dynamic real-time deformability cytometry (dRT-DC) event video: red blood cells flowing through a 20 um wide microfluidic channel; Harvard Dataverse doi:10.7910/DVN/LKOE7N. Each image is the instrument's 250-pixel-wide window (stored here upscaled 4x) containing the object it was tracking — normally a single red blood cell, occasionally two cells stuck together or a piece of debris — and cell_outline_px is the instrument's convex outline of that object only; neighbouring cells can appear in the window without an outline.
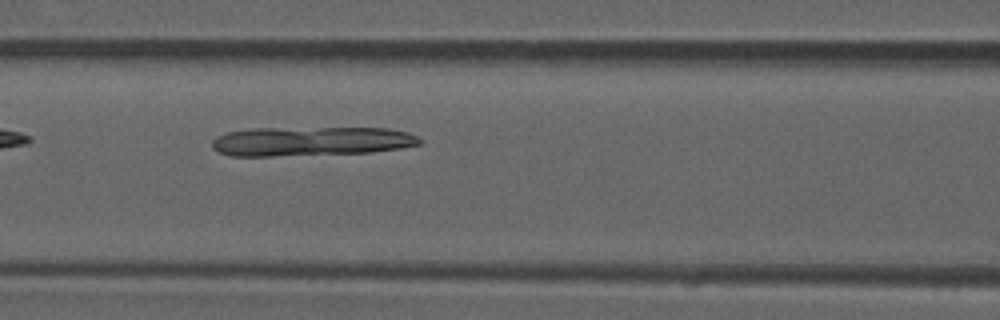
{"species": "common noctule bat (a hibernating species)", "species_latin": "Nyctalus noctula", "temperature_condition": "room temperature", "stored_images_in_passage": 4, "camera_frame_rate_fps": 3000, "um_per_image_px": 0.085, "animal": {"sex": "male", "forearm_length_mm": 52.5}, "frame": {"image": 1, "passage_image": 4, "time_ms": 1.0, "image_size_px": [1000, 320], "cell_outline_px": [[424, 140], [420, 144], [400, 148], [372, 152], [272, 156], [232, 156], [220, 152], [212, 148], [212, 140], [216, 136], [224, 132], [252, 128], [388, 128], [408, 132]], "centroid_in_image_um": [26.42, 12.0], "position_along_channel_um": 140.2, "area_um2": 35.6}}